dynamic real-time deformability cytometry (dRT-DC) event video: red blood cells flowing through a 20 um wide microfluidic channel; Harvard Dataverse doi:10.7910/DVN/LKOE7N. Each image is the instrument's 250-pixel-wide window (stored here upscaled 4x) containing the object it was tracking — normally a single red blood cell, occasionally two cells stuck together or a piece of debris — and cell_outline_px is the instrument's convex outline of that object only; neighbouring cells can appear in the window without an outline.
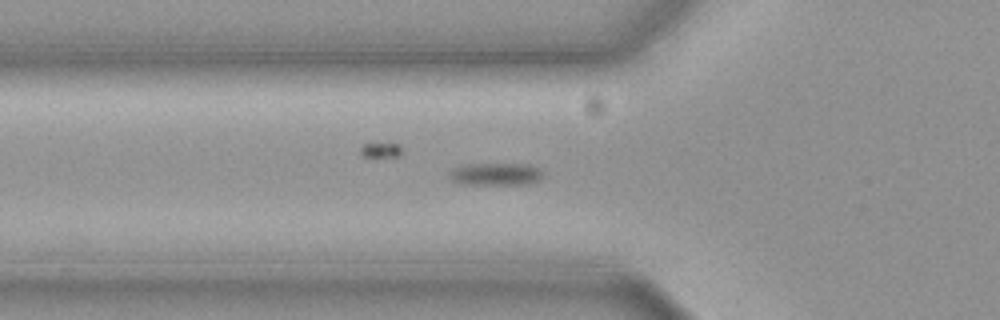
{"species": "common noctule bat (a hibernating species)", "species_latin": "Nyctalus noctula", "temperature_condition": "cold", "stored_images_in_passage": 51, "camera_frame_rate_fps": 3000, "um_per_image_px": 0.085, "animal": {"sex": "female", "body_mass_g": 19.3, "forearm_length_mm": 54.1}, "frame": {"image": 1, "passage_image": 13, "time_ms": 4.0, "image_size_px": [1000, 320], "cell_outline_px": [[544, 176], [540, 180], [532, 184], [460, 184], [452, 180], [448, 176], [452, 168], [468, 164], [528, 164], [544, 172]], "centroid_in_image_um": [42.16, 14.81], "position_along_channel_um": 83.6, "area_um2": 12.37}}
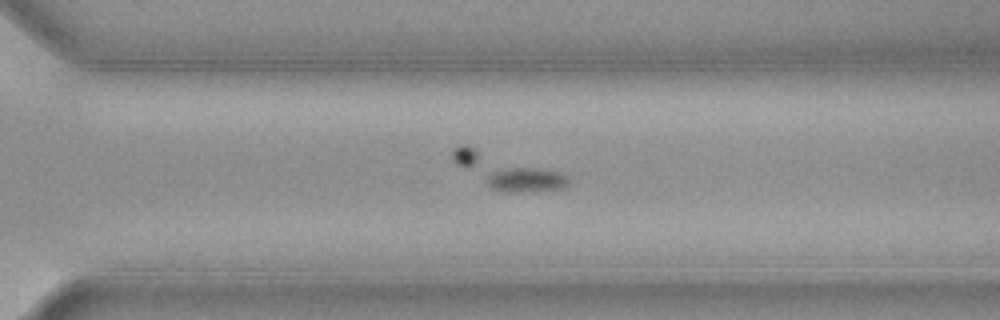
{"frame": {"image": 2, "passage_image": 33, "time_ms": 10.667, "image_size_px": [1000, 320], "cell_outline_px": [[568, 184], [560, 188], [520, 192], [508, 192], [492, 188], [488, 184], [488, 176], [492, 172], [508, 168], [544, 168], [560, 172], [568, 180]], "centroid_in_image_um": [44.74, 15.28], "position_along_channel_um": 325.9, "area_um2": 11.44}}
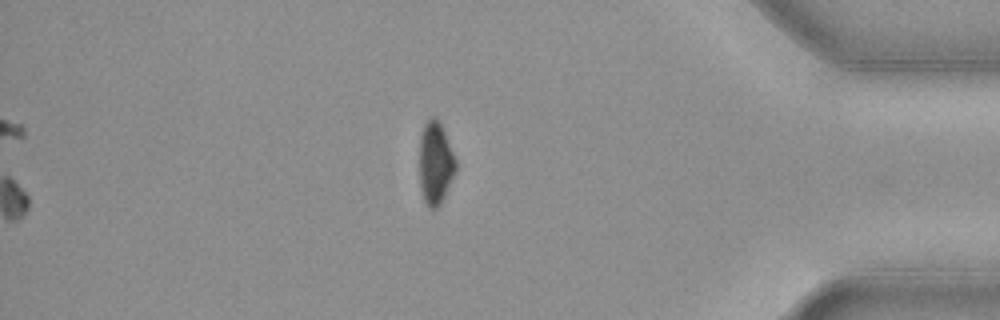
{"frame": {"image": 3, "passage_image": 51, "time_ms": 16.667, "image_size_px": [1000, 320], "cell_outline_px": [[456, 168], [444, 196], [440, 204], [436, 208], [428, 208], [424, 200], [420, 188], [420, 136], [424, 124], [432, 116], [436, 116], [444, 132], [456, 160]], "centroid_in_image_um": [36.99, 13.86], "position_along_channel_um": 398.2, "area_um2": 17.17}, "authors_computed_cell_mechanics": {"area_um2": 11.3288, "velocity_mm_per_s": 3.6413, "shape_relaxation_time_tau1_ms": 1.2676, "shape_relaxation_time_tau2_ms": null, "deformation_change_tau1": 0.0759, "deformation_change_tau2": null}}